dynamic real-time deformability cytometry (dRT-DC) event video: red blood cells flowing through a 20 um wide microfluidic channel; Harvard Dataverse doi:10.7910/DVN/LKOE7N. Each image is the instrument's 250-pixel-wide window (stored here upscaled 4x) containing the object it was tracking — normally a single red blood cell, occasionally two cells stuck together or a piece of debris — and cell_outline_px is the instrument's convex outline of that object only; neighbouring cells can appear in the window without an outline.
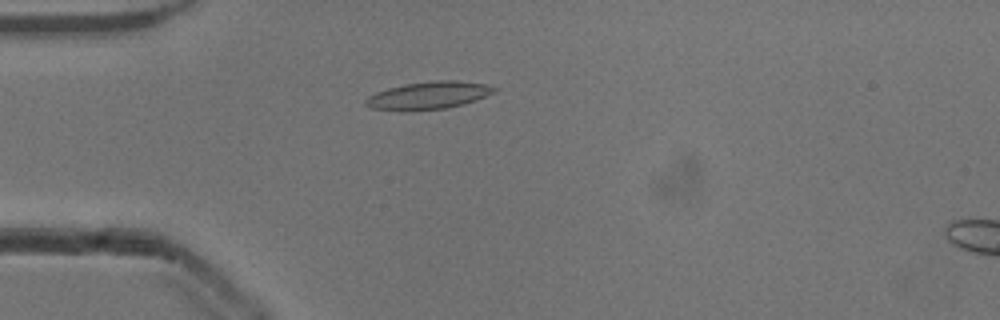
{"species": "common noctule bat (a hibernating species)", "species_latin": "Nyctalus noctula", "temperature_condition": "cold", "stored_images_in_passage": 42, "camera_frame_rate_fps": 3000, "um_per_image_px": 0.085, "animal": {"sex": "male", "body_mass_g": 13.3}, "frame": {"image": 1, "passage_image": 4, "time_ms": 1.0, "image_size_px": [1000, 320], "cell_outline_px": [[500, 88], [496, 92], [476, 100], [464, 104], [444, 108], [372, 108], [364, 104], [364, 100], [368, 96], [376, 92], [388, 88], [404, 84], [436, 80], [456, 80], [488, 84]], "centroid_in_image_um": [36.54, 8.05], "position_along_channel_um": 48.5, "area_um2": 20.0}}
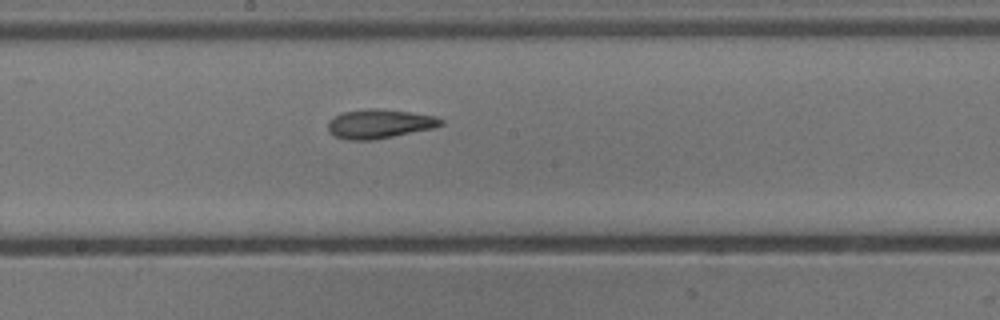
{"frame": {"image": 2, "passage_image": 18, "time_ms": 5.667, "image_size_px": [1000, 320], "cell_outline_px": [[444, 124], [432, 128], [372, 140], [348, 140], [336, 136], [328, 132], [328, 120], [344, 112], [376, 108], [412, 112], [436, 116], [444, 120]], "centroid_in_image_um": [32.26, 10.52], "position_along_channel_um": 215.9, "area_um2": 18.96}}
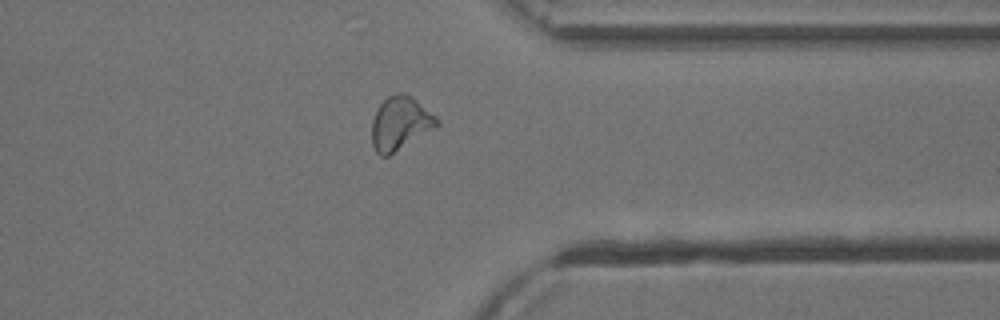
{"frame": {"image": 3, "passage_image": 31, "time_ms": 10.0, "image_size_px": [1000, 320], "cell_outline_px": [[440, 124], [436, 128], [388, 156], [380, 156], [376, 152], [372, 144], [372, 120], [380, 104], [388, 96], [400, 92], [404, 92], [412, 96], [436, 116], [440, 120]], "centroid_in_image_um": [34.04, 10.48], "position_along_channel_um": 377.4, "area_um2": 20.35}, "authors_computed_cell_mechanics": {"area_um2": 19.1029, "velocity_mm_per_s": 3.866, "shape_relaxation_time_tau1_ms": 10.4221, "shape_relaxation_time_tau2_ms": 3.4392, "deformation_change_tau1": 0.2234, "deformation_change_tau2": 0.1161}}